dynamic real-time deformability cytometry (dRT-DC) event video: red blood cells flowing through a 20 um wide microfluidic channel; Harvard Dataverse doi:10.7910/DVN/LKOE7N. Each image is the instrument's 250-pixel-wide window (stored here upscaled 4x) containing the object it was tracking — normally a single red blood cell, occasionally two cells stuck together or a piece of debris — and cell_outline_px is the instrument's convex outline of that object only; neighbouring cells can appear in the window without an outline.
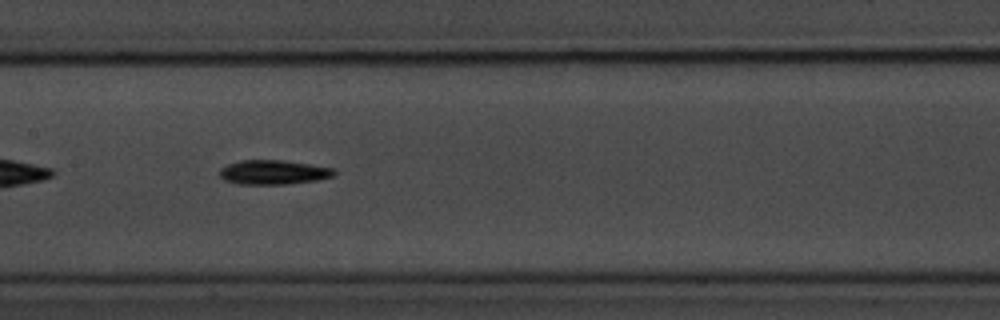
{"species": "common noctule bat (a hibernating species)", "species_latin": "Nyctalus noctula", "temperature_condition": "room temperature", "stored_images_in_passage": 40, "camera_frame_rate_fps": 3000, "um_per_image_px": 0.085, "animal": {"sex": "male", "body_mass_g": 20.1, "forearm_length_mm": 53.5}, "frame": {"image": 1, "passage_image": 12, "time_ms": 3.667, "image_size_px": [1000, 320], "cell_outline_px": [[336, 176], [316, 180], [288, 184], [240, 184], [224, 180], [220, 176], [220, 168], [228, 164], [240, 160], [284, 160], [312, 164], [336, 168]], "centroid_in_image_um": [23.29, 14.63], "position_along_channel_um": 184.1, "area_um2": 16.47}}
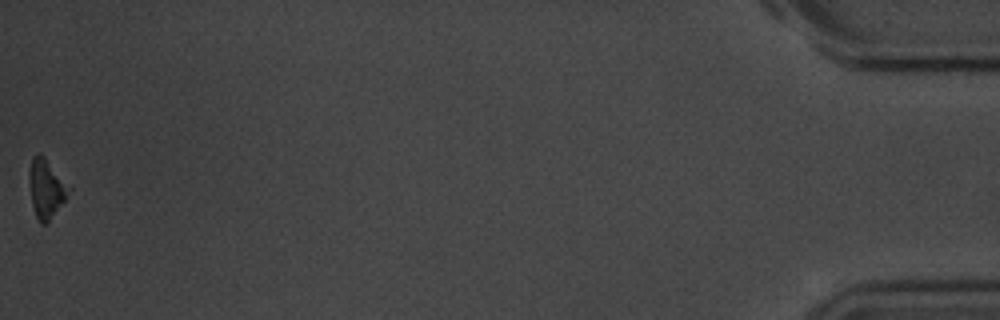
{"frame": {"image": 2, "passage_image": 40, "time_ms": 13.0, "image_size_px": [1000, 320], "cell_outline_px": [[72, 188], [48, 224], [40, 224], [36, 216], [32, 204], [28, 180], [28, 172], [32, 156], [40, 152], [44, 156]], "centroid_in_image_um": [3.91, 16.01], "position_along_channel_um": 431.3, "area_um2": 13.76}, "authors_computed_cell_mechanics": {"area_um2": 14.8546, "velocity_mm_per_s": 3.7111, "shape_relaxation_time_tau1_ms": 2.1662, "shape_relaxation_time_tau2_ms": null, "deformation_change_tau1": 0.1694, "deformation_change_tau2": null}}